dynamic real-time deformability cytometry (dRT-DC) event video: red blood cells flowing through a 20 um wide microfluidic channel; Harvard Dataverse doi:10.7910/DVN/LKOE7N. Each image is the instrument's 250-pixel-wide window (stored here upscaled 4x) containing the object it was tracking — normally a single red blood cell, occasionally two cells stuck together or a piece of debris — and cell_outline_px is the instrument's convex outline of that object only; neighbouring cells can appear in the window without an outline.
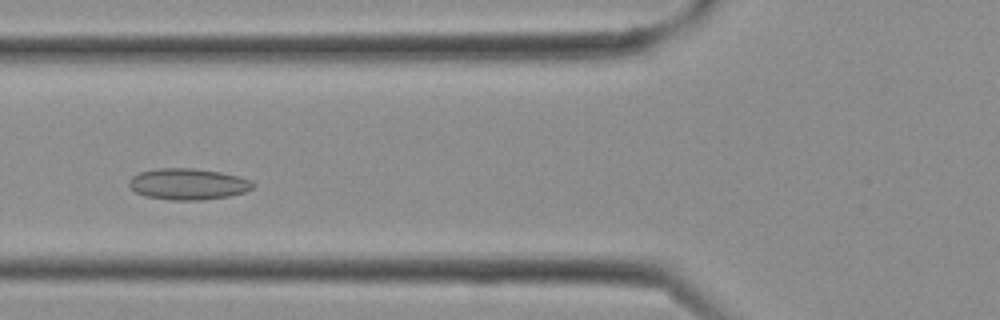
{"species": "Egyptian fruit bat (a non-hibernating species)", "species_latin": "Rousettus aegyptiacus", "temperature_condition": "cold", "stored_images_in_passage": 27, "camera_frame_rate_fps": 3000, "um_per_image_px": 0.085, "frame": {"image": 1, "passage_image": 9, "time_ms": 2.667, "image_size_px": [1000, 320], "cell_outline_px": [[256, 184], [252, 188], [244, 192], [228, 196], [200, 200], [168, 200], [144, 196], [136, 192], [128, 184], [128, 180], [132, 176], [140, 172], [156, 168], [196, 168], [220, 172], [252, 180]], "centroid_in_image_um": [15.96, 15.64], "position_along_channel_um": 109.8, "area_um2": 22.66}}
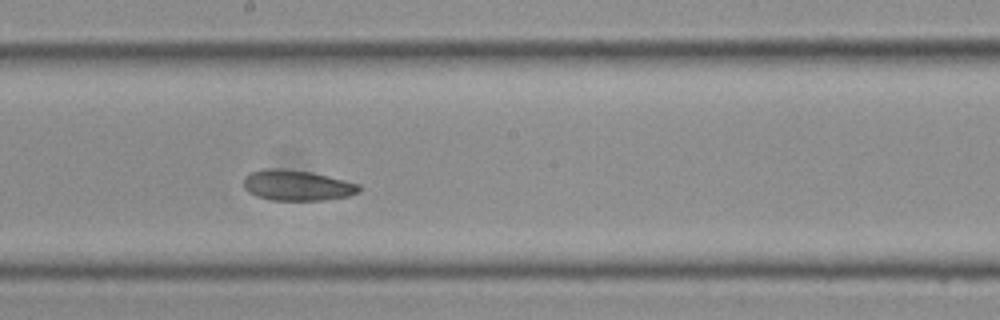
{"frame": {"image": 2, "passage_image": 14, "time_ms": 4.333, "image_size_px": [1000, 320], "cell_outline_px": [[360, 192], [348, 196], [328, 200], [272, 200], [256, 196], [248, 192], [244, 188], [244, 176], [252, 172], [264, 168], [280, 168], [312, 172], [360, 184]], "centroid_in_image_um": [25.25, 15.75], "position_along_channel_um": 223.0, "area_um2": 20.69}}
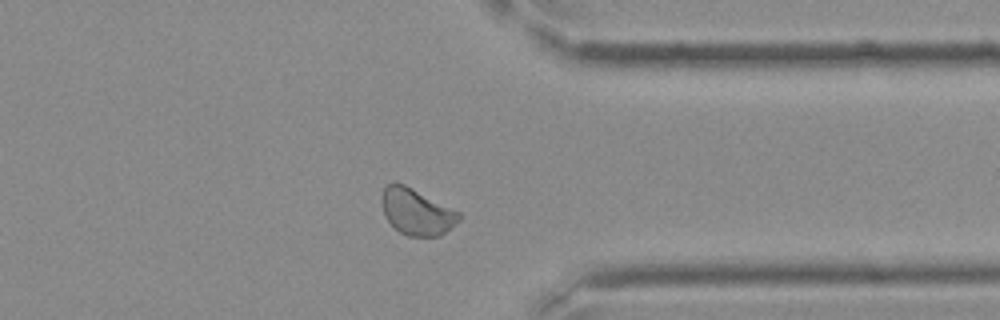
{"frame": {"image": 3, "passage_image": 21, "time_ms": 6.667, "image_size_px": [1000, 320], "cell_outline_px": [[460, 220], [440, 236], [408, 236], [400, 232], [388, 220], [384, 212], [380, 200], [380, 196], [384, 188], [388, 184], [404, 184], [460, 212]], "centroid_in_image_um": [35.41, 18.01], "position_along_channel_um": 376.0, "area_um2": 20.52}}